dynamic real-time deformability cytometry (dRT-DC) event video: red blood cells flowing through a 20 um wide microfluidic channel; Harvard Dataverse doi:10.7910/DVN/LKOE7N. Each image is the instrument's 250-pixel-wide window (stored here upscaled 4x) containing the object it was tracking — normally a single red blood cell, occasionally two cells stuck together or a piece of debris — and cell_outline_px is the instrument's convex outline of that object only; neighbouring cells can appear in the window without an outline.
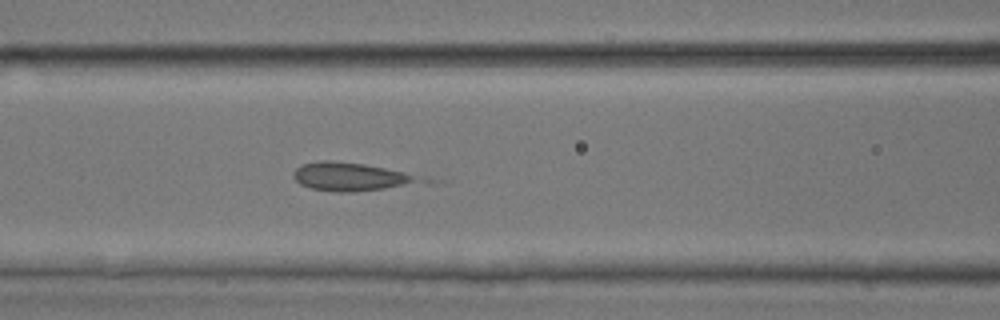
{"species": "common noctule bat (a hibernating species)", "species_latin": "Nyctalus noctula", "temperature_condition": "room temperature", "stored_images_in_passage": 47, "camera_frame_rate_fps": 3000, "um_per_image_px": 0.085, "animal": {"sex": "male", "body_mass_g": 17.9, "forearm_length_mm": 54.2}, "frame": {"image": 1, "passage_image": 20, "time_ms": 6.333, "image_size_px": [1000, 320], "cell_outline_px": [[444, 180], [436, 184], [352, 192], [340, 192], [312, 188], [300, 184], [292, 176], [296, 168], [300, 164], [320, 160], [328, 160], [364, 164], [428, 176]], "centroid_in_image_um": [30.24, 15.04], "position_along_channel_um": 136.4, "area_um2": 22.48}}
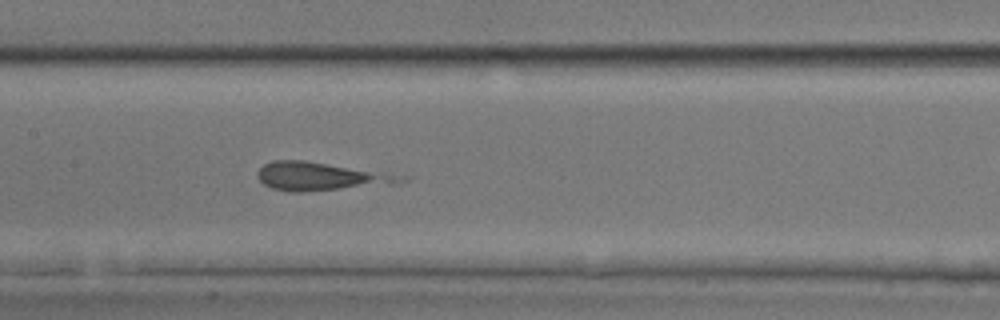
{"frame": {"image": 2, "passage_image": 23, "time_ms": 7.333, "image_size_px": [1000, 320], "cell_outline_px": [[412, 176], [408, 180], [392, 184], [300, 192], [292, 192], [272, 188], [264, 184], [256, 176], [256, 172], [264, 164], [272, 160], [304, 160]], "centroid_in_image_um": [27.28, 14.98], "position_along_channel_um": 180.1, "area_um2": 23.7}}
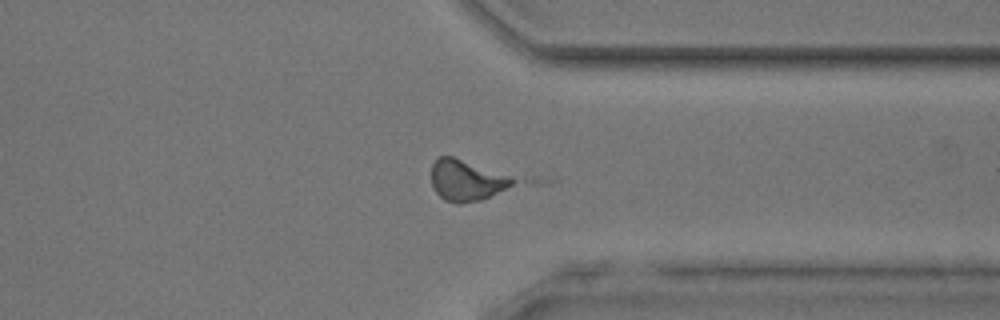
{"frame": {"image": 3, "passage_image": 36, "time_ms": 11.667, "image_size_px": [1000, 320], "cell_outline_px": [[556, 180], [548, 184], [480, 200], [460, 204], [456, 204], [444, 200], [432, 188], [432, 164], [436, 156], [452, 156]], "centroid_in_image_um": [40.61, 15.31], "position_along_channel_um": 370.8, "area_um2": 25.37}}